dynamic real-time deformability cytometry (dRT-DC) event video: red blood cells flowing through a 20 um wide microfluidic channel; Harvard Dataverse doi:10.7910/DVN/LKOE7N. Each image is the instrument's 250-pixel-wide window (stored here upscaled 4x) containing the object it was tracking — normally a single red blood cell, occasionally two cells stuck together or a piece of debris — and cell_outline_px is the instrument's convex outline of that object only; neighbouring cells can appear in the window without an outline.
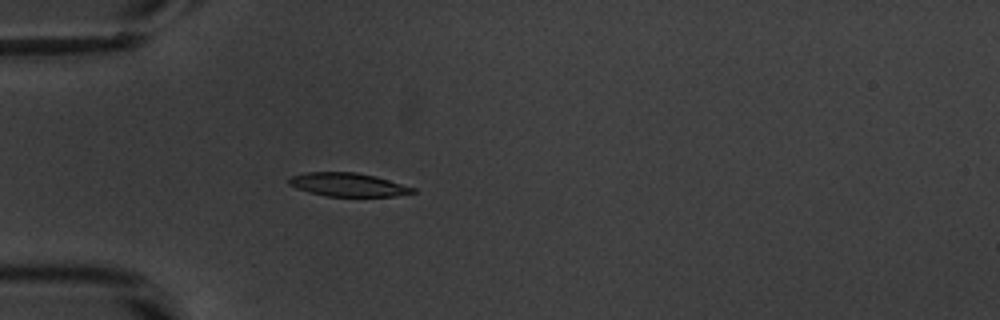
{"species": "common noctule bat (a hibernating species)", "species_latin": "Nyctalus noctula", "temperature_condition": "warm", "stored_images_in_passage": 36, "camera_frame_rate_fps": 3000, "um_per_image_px": 0.085, "animal": {"sex": "male", "body_mass_g": 20.1, "forearm_length_mm": 53.5}, "frame": {"image": 1, "passage_image": 6, "time_ms": 1.667, "image_size_px": [1000, 320], "cell_outline_px": [[416, 192], [396, 196], [328, 196], [308, 192], [296, 188], [288, 184], [288, 180], [292, 176], [304, 172], [356, 172], [376, 176], [416, 188]], "centroid_in_image_um": [29.58, 15.69], "position_along_channel_um": 55.4, "area_um2": 16.99}}
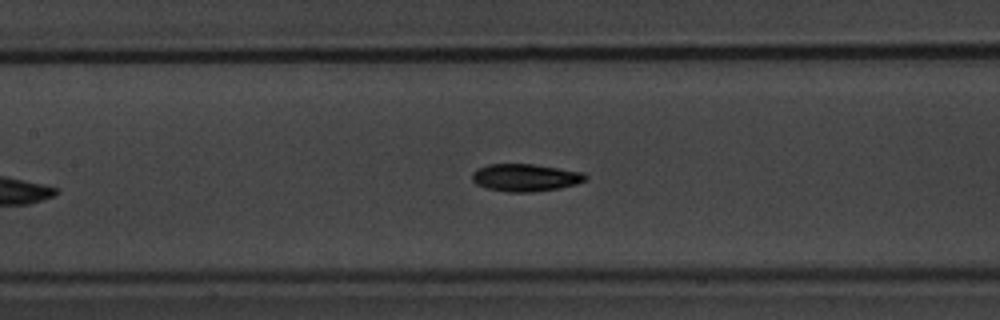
{"frame": {"image": 2, "passage_image": 15, "time_ms": 4.667, "image_size_px": [1000, 320], "cell_outline_px": [[588, 180], [576, 184], [560, 188], [532, 192], [508, 192], [488, 188], [476, 184], [472, 180], [472, 172], [476, 168], [488, 164], [532, 164], [584, 172], [588, 176]], "centroid_in_image_um": [44.67, 15.09], "position_along_channel_um": 162.7, "area_um2": 18.26}}
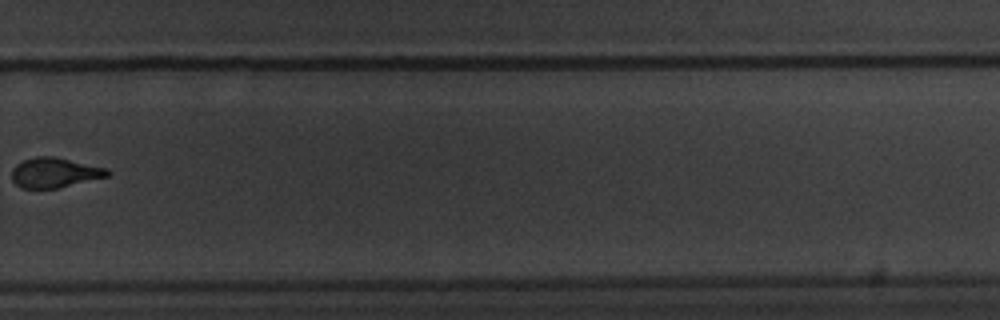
{"frame": {"image": 3, "passage_image": 22, "time_ms": 7.0, "image_size_px": [1000, 320], "cell_outline_px": [[112, 172], [108, 176], [56, 188], [20, 188], [12, 180], [12, 168], [16, 164], [24, 160], [36, 156], [52, 156], [108, 168]], "centroid_in_image_um": [4.63, 14.67], "position_along_channel_um": 325.2, "area_um2": 16.59}, "authors_computed_cell_mechanics": {"area_um2": 17.7446, "velocity_mm_per_s": 3.8764, "shape_relaxation_time_tau1_ms": null, "shape_relaxation_time_tau2_ms": 2.0427, "deformation_change_tau1": null, "deformation_change_tau2": 0.0799}}